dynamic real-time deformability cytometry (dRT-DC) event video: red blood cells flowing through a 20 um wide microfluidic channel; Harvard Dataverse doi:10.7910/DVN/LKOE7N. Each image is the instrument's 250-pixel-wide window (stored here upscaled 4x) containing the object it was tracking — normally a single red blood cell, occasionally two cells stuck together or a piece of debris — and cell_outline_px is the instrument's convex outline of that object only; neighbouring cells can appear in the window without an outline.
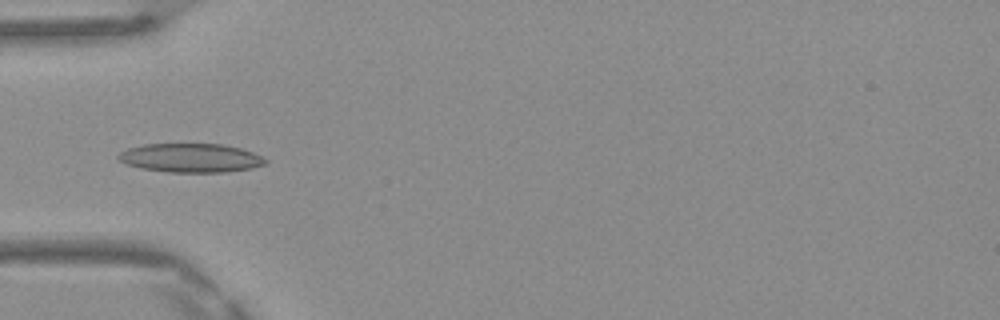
{"species": "Egyptian fruit bat (a non-hibernating species)", "species_latin": "Rousettus aegyptiacus", "temperature_condition": "warm", "stored_images_in_passage": 48, "camera_frame_rate_fps": 3000, "um_per_image_px": 0.085, "frame": {"image": 1, "passage_image": 15, "time_ms": 4.667, "image_size_px": [1000, 320], "cell_outline_px": [[268, 164], [252, 168], [228, 172], [168, 172], [140, 168], [128, 164], [120, 160], [116, 156], [120, 152], [128, 148], [144, 144], [220, 144], [240, 148], [252, 152], [268, 160]], "centroid_in_image_um": [16.23, 13.43], "position_along_channel_um": 68.8, "area_um2": 24.74}}
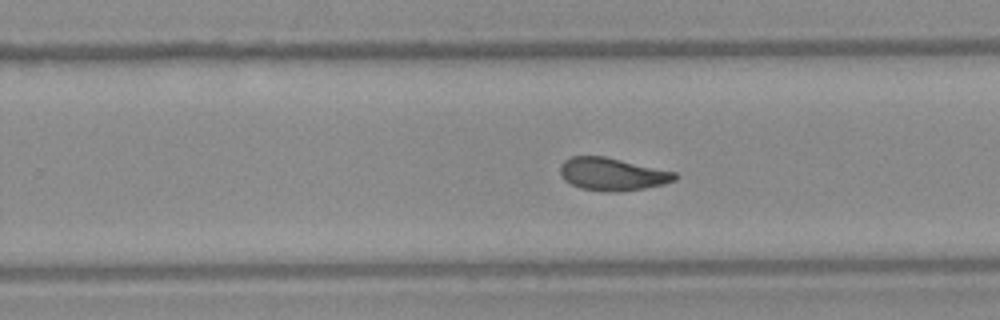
{"frame": {"image": 2, "passage_image": 30, "time_ms": 9.667, "image_size_px": [1000, 320], "cell_outline_px": [[680, 176], [676, 180], [664, 184], [644, 188], [620, 192], [604, 192], [580, 188], [564, 180], [560, 172], [560, 164], [564, 160], [572, 156], [604, 156], [676, 172]], "centroid_in_image_um": [52.06, 14.81], "position_along_channel_um": 277.7, "area_um2": 22.02}}
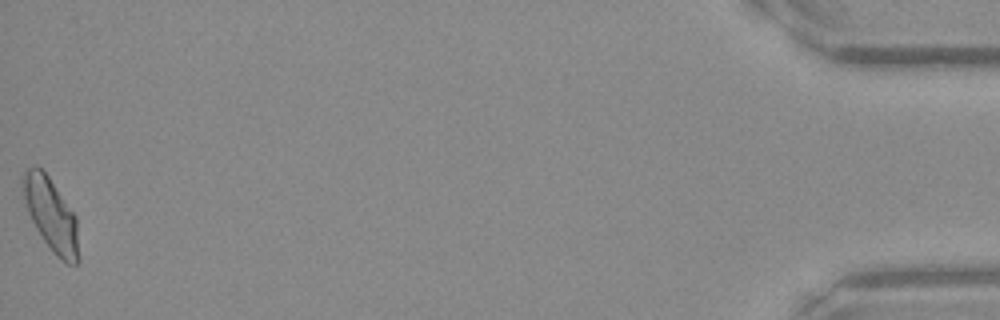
{"frame": {"image": 3, "passage_image": 48, "time_ms": 15.667, "image_size_px": [1000, 320], "cell_outline_px": [[80, 260], [76, 264], [68, 264], [60, 260], [52, 252], [36, 228], [28, 212], [20, 184], [20, 176], [28, 168], [36, 164], [48, 176], [76, 216]], "centroid_in_image_um": [4.33, 18.25], "position_along_channel_um": 430.9, "area_um2": 23.87}, "authors_computed_cell_mechanics": {"area_um2": 22.4553, "velocity_mm_per_s": 4.1674, "shape_relaxation_time_tau1_ms": 6.0747, "shape_relaxation_time_tau2_ms": 1.6921, "deformation_change_tau1": 0.1601, "deformation_change_tau2": 0.0775}}